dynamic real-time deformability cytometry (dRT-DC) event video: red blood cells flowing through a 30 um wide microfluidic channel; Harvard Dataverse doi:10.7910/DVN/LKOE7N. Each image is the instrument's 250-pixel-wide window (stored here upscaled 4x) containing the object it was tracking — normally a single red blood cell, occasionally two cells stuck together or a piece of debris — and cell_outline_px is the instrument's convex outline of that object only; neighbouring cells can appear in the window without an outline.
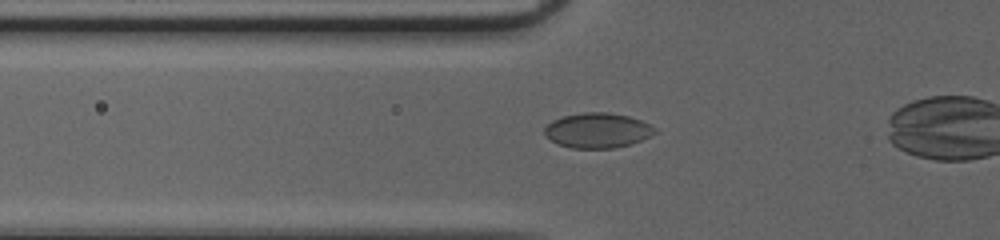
{"species": "common noctule bat (a hibernating species)", "species_latin": "Nyctalus noctula", "temperature_condition": "cold", "stored_images_in_passage": 37, "camera_frame_rate_fps": 3000, "um_per_image_px": 0.085, "animal": {"sex": "female", "body_mass_g": 20.0, "forearm_length_mm": 54.0}, "frame": {"image": 1, "passage_image": 11, "time_ms": 3.333, "image_size_px": [1000, 240], "cell_outline_px": [[660, 132], [632, 144], [616, 148], [572, 148], [556, 144], [544, 136], [544, 128], [552, 120], [564, 116], [584, 112], [608, 112], [628, 116], [640, 120], [656, 128]], "centroid_in_image_um": [50.79, 11.09], "position_along_channel_um": 75.0, "area_um2": 22.77}}
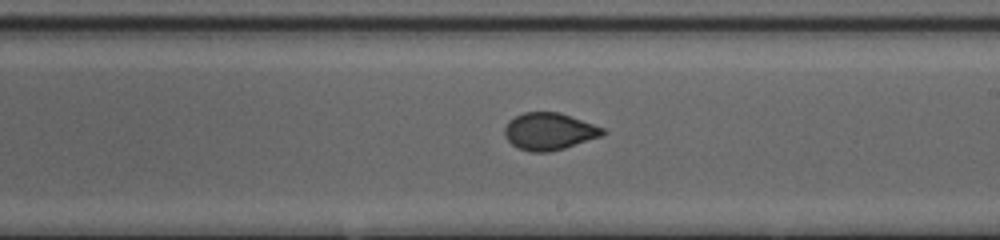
{"frame": {"image": 2, "passage_image": 23, "time_ms": 7.333, "image_size_px": [1000, 240], "cell_outline_px": [[608, 132], [600, 136], [564, 148], [548, 152], [532, 152], [516, 148], [504, 136], [504, 128], [508, 120], [524, 112], [560, 112], [604, 128]], "centroid_in_image_um": [46.65, 11.16], "position_along_channel_um": 242.4, "area_um2": 21.21}}
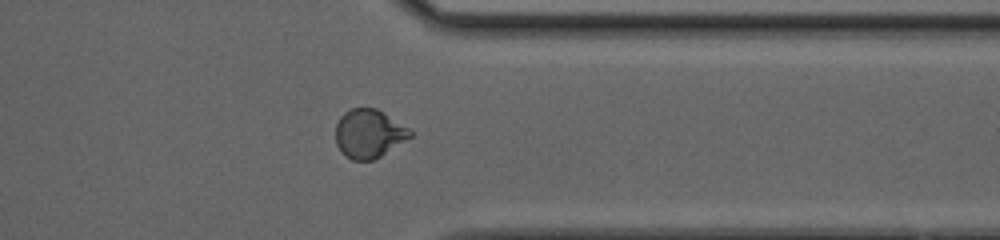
{"frame": {"image": 3, "passage_image": 33, "time_ms": 10.667, "image_size_px": [1000, 240], "cell_outline_px": [[412, 136], [380, 156], [372, 160], [352, 160], [344, 156], [340, 152], [336, 144], [336, 124], [340, 116], [344, 112], [352, 108], [376, 108], [384, 112], [408, 128], [412, 132]], "centroid_in_image_um": [31.32, 11.36], "position_along_channel_um": 380.1, "area_um2": 21.1}}